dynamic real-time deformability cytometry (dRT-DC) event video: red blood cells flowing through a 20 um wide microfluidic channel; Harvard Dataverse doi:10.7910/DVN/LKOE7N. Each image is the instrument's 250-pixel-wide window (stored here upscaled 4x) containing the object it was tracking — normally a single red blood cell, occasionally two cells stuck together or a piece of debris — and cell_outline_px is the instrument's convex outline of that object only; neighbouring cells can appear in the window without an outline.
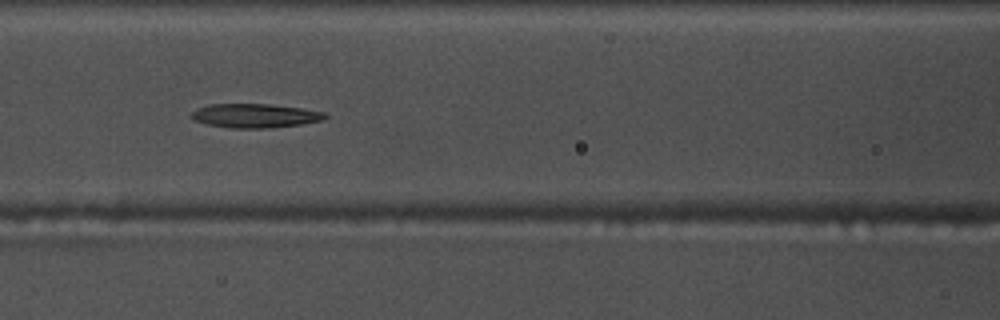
{"species": "common noctule bat (a hibernating species)", "species_latin": "Nyctalus noctula", "temperature_condition": "warm", "stored_images_in_passage": 38, "camera_frame_rate_fps": 3000, "um_per_image_px": 0.085, "animal": {"sex": "male", "body_mass_g": 17.5, "forearm_length_mm": 52.3}, "frame": {"image": 1, "passage_image": 12, "time_ms": 3.667, "image_size_px": [1000, 320], "cell_outline_px": [[328, 116], [324, 120], [300, 124], [264, 128], [232, 128], [208, 124], [196, 120], [192, 116], [192, 112], [208, 104], [268, 104], [300, 108], [324, 112]], "centroid_in_image_um": [21.71, 9.83], "position_along_channel_um": 144.9, "area_um2": 18.32}}